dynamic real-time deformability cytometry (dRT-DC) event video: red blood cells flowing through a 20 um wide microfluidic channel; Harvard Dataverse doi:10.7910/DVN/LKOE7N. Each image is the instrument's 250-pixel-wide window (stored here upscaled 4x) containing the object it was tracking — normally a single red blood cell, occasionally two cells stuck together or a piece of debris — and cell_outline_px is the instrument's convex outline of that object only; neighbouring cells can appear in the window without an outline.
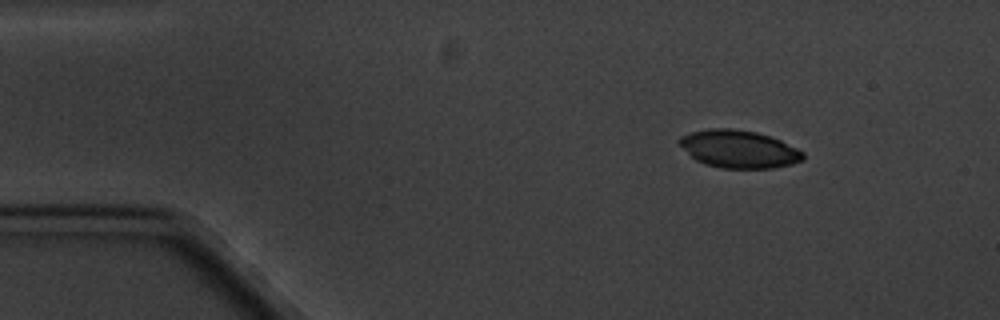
{"species": "common noctule bat (a hibernating species)", "species_latin": "Nyctalus noctula", "temperature_condition": "cold", "stored_images_in_passage": 5, "camera_frame_rate_fps": 3000, "um_per_image_px": 0.085, "animal": {"sex": "male", "body_mass_g": 20.1, "forearm_length_mm": 53.5}, "frame": {"image": 1, "passage_image": 1, "time_ms": 0.0, "image_size_px": [1000, 320], "cell_outline_px": [[804, 160], [792, 164], [772, 168], [720, 168], [704, 164], [696, 160], [676, 140], [680, 136], [692, 132], [708, 128], [732, 128], [756, 132], [780, 140], [804, 152]], "centroid_in_image_um": [62.8, 12.67], "position_along_channel_um": 22.2, "area_um2": 27.11}}
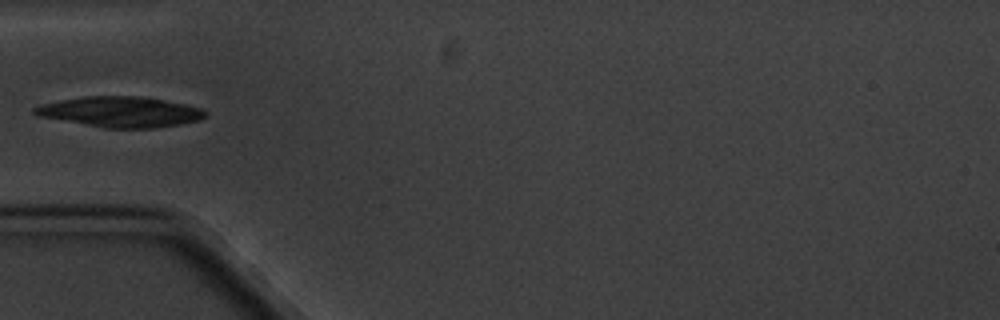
{"frame": {"image": 2, "passage_image": 4, "time_ms": 3.667, "image_size_px": [1000, 320], "cell_outline_px": [[208, 112], [200, 120], [180, 124], [152, 128], [104, 128], [36, 116], [32, 112], [32, 108], [44, 104], [60, 100], [84, 96], [140, 96], [164, 100], [184, 104], [200, 108]], "centroid_in_image_um": [10.2, 9.51], "position_along_channel_um": 74.8, "area_um2": 30.29}}